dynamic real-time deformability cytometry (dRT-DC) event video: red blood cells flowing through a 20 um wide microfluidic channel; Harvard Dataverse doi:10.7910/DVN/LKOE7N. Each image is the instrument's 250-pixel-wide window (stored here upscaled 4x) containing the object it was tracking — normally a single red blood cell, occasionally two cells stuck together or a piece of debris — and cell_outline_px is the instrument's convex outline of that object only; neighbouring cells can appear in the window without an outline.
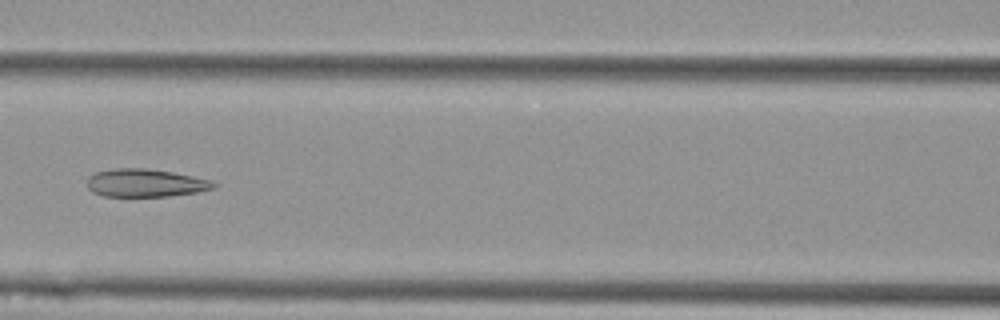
{"species": "Egyptian fruit bat (a non-hibernating species)", "species_latin": "Rousettus aegyptiacus", "temperature_condition": "cold", "stored_images_in_passage": 9, "camera_frame_rate_fps": 3000, "um_per_image_px": 0.085, "animal": {"sex": "female"}, "frame": {"image": 1, "passage_image": 7, "time_ms": 2.0, "image_size_px": [1000, 320], "cell_outline_px": [[216, 188], [196, 192], [168, 196], [104, 196], [92, 192], [88, 188], [88, 176], [96, 172], [116, 168], [144, 168], [172, 172], [212, 180], [216, 184]], "centroid_in_image_um": [12.36, 15.55], "position_along_channel_um": 154.2, "area_um2": 20.52}}
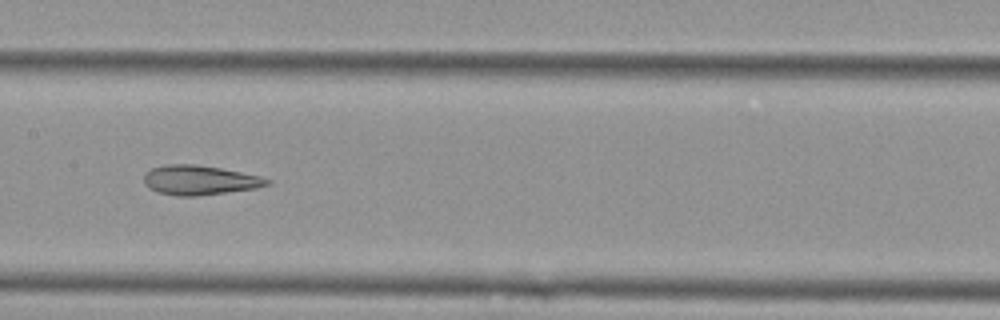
{"frame": {"image": 2, "passage_image": 8, "time_ms": 2.333, "image_size_px": [1000, 320], "cell_outline_px": [[272, 180], [268, 184], [256, 188], [196, 196], [176, 196], [156, 192], [148, 188], [144, 184], [144, 176], [152, 168], [168, 164], [196, 164], [220, 168], [260, 176]], "centroid_in_image_um": [16.94, 15.31], "position_along_channel_um": 190.5, "area_um2": 21.1}}
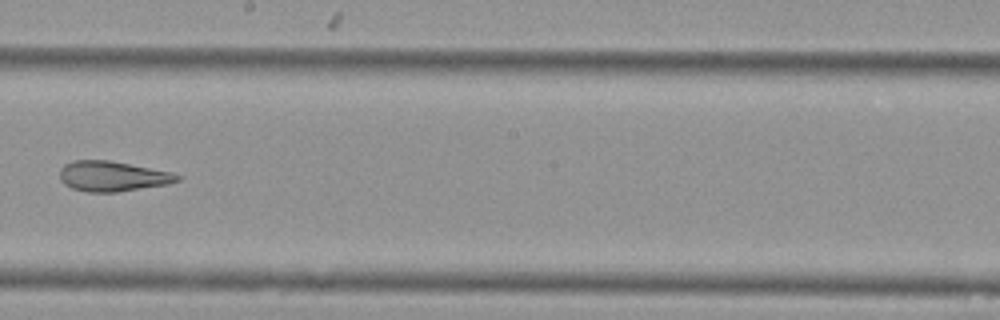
{"frame": {"image": 3, "passage_image": 9, "time_ms": 2.667, "image_size_px": [1000, 320], "cell_outline_px": [[184, 176], [180, 180], [168, 184], [116, 192], [88, 192], [72, 188], [64, 184], [60, 180], [60, 168], [64, 164], [72, 160], [108, 160], [172, 172]], "centroid_in_image_um": [9.56, 14.98], "position_along_channel_um": 238.6, "area_um2": 20.75}}